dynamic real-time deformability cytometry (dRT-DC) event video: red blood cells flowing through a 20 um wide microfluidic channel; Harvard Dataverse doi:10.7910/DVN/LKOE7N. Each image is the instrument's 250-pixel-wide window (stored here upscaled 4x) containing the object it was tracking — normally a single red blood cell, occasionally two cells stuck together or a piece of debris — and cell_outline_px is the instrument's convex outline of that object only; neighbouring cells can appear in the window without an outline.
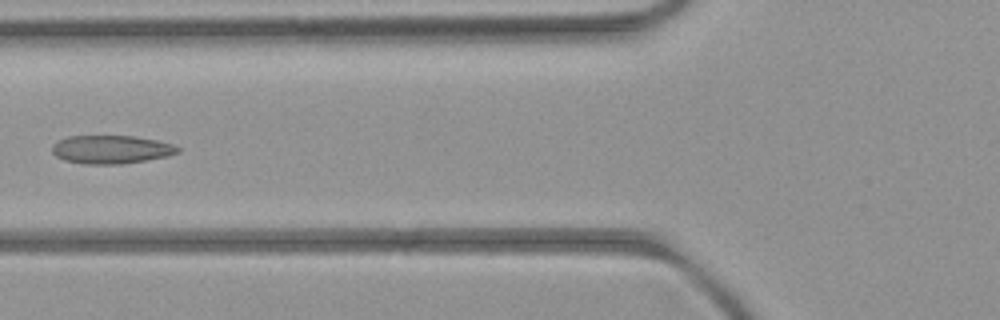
{"species": "common noctule bat (a hibernating species)", "species_latin": "Nyctalus noctula", "temperature_condition": "room temperature", "stored_images_in_passage": 6, "camera_frame_rate_fps": 3000, "um_per_image_px": 0.085, "animal": {"sex": "female", "body_mass_g": 21.9}, "frame": {"image": 1, "passage_image": 5, "time_ms": 4.667, "image_size_px": [1000, 320], "cell_outline_px": [[180, 152], [168, 156], [124, 164], [84, 164], [64, 160], [56, 156], [52, 152], [52, 144], [56, 140], [68, 136], [132, 136], [156, 140], [172, 144], [180, 148]], "centroid_in_image_um": [9.42, 12.71], "position_along_channel_um": 116.4, "area_um2": 20.87}}
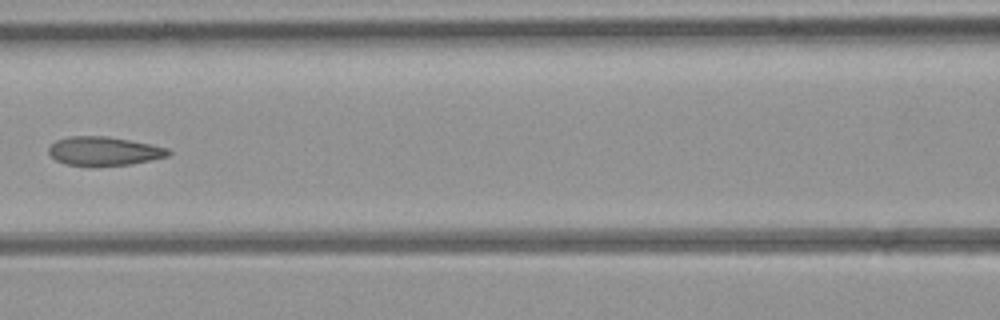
{"frame": {"image": 2, "passage_image": 6, "time_ms": 5.667, "image_size_px": [1000, 320], "cell_outline_px": [[172, 152], [168, 156], [132, 164], [88, 168], [64, 164], [56, 160], [48, 152], [48, 148], [56, 140], [68, 136], [108, 136], [152, 144], [168, 148]], "centroid_in_image_um": [8.82, 12.87], "position_along_channel_um": 157.8, "area_um2": 20.69}}